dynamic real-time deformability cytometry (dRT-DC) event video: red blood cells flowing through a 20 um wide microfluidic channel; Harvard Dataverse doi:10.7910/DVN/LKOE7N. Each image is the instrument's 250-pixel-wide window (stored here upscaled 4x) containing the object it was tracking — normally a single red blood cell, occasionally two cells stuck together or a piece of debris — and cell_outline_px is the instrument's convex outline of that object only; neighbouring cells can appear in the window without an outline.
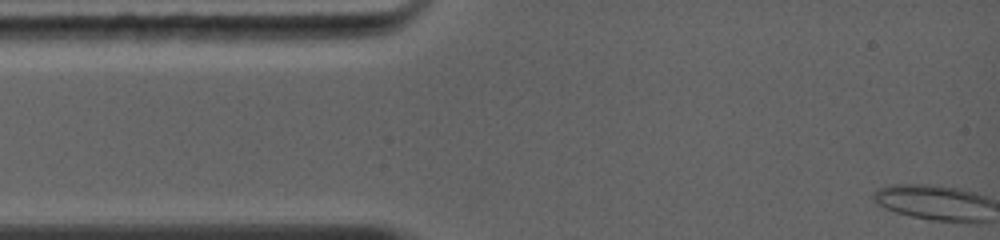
{"species": "common noctule bat (a hibernating species)", "species_latin": "Nyctalus noctula", "temperature_condition": "warm", "stored_images_in_passage": 20, "camera_frame_rate_fps": 5000, "um_per_image_px": 0.085, "animal": {"sex": "female", "body_mass_g": 19.0, "forearm_length_mm": 56.7}, "frame": {"image": 1, "passage_image": 1, "time_ms": 0.0, "image_size_px": [1000, 240], "cell_outline_px": [[984, 200], [972, 220], [940, 220], [916, 216], [900, 212], [888, 208], [876, 196], [880, 192], [888, 188], [940, 188], [960, 192], [976, 196]], "centroid_in_image_um": [79.2, 17.26], "position_along_channel_um": 5.8, "area_um2": 18.79}}
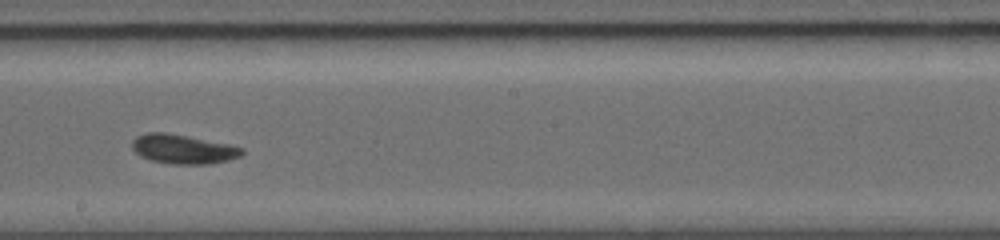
{"frame": {"image": 2, "passage_image": 12, "time_ms": 7.0, "image_size_px": [1000, 240], "cell_outline_px": [[244, 152], [240, 156], [228, 160], [208, 164], [172, 164], [152, 160], [140, 156], [132, 148], [132, 140], [136, 136], [148, 132], [164, 132], [184, 136], [240, 148]], "centroid_in_image_um": [15.47, 12.69], "position_along_channel_um": 232.7, "area_um2": 18.09}}
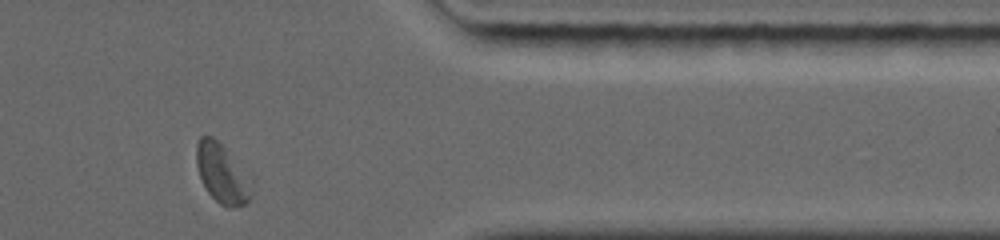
{"frame": {"image": 3, "passage_image": 20, "time_ms": 11.0, "image_size_px": [1000, 240], "cell_outline_px": [[252, 192], [248, 200], [244, 204], [232, 208], [228, 208], [220, 204], [208, 192], [200, 176], [196, 164], [196, 144], [200, 136], [212, 136], [252, 176]], "centroid_in_image_um": [18.9, 14.76], "position_along_channel_um": 392.5, "area_um2": 19.07}, "authors_computed_cell_mechanics": {"area_um2": 17.918, "velocity_mm_per_s": 4.3561, "shape_relaxation_time_tau1_ms": 2.9965, "shape_relaxation_time_tau2_ms": null, "deformation_change_tau1": 0.0868, "deformation_change_tau2": null}}